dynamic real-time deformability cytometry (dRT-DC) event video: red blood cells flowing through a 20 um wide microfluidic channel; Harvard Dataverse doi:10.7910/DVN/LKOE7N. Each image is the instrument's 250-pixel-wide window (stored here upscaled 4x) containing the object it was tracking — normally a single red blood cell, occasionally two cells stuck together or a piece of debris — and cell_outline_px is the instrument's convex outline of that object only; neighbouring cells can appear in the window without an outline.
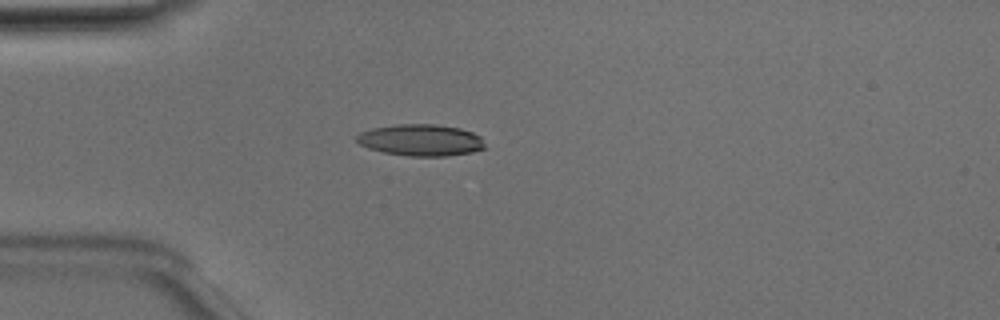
{"species": "Egyptian fruit bat (a non-hibernating species)", "species_latin": "Rousettus aegyptiacus", "temperature_condition": "room temperature", "stored_images_in_passage": 47, "camera_frame_rate_fps": 3000, "um_per_image_px": 0.085, "animal": {"sex": "male"}, "frame": {"image": 1, "passage_image": 10, "time_ms": 3.0, "image_size_px": [1000, 320], "cell_outline_px": [[488, 148], [472, 152], [448, 156], [408, 156], [384, 152], [368, 148], [360, 144], [356, 140], [356, 136], [360, 132], [372, 128], [396, 124], [432, 124], [460, 128], [472, 132], [480, 136]], "centroid_in_image_um": [35.79, 11.91], "position_along_channel_um": 49.2, "area_um2": 23.76}}
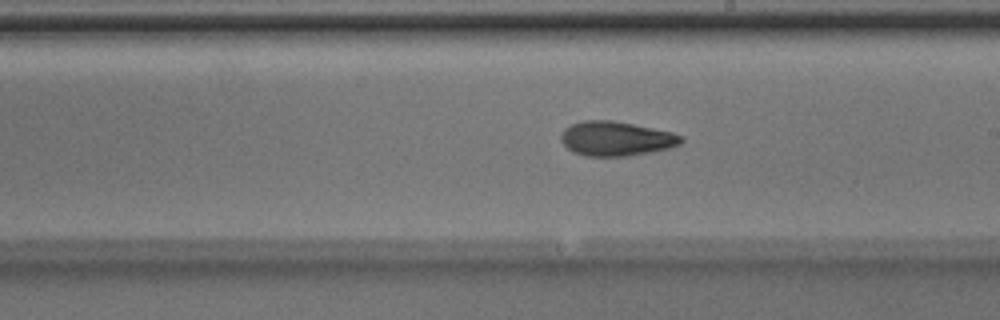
{"frame": {"image": 2, "passage_image": 25, "time_ms": 8.0, "image_size_px": [1000, 320], "cell_outline_px": [[684, 140], [680, 144], [672, 148], [652, 152], [628, 156], [584, 156], [572, 152], [560, 140], [560, 136], [564, 128], [572, 124], [584, 120], [612, 120], [672, 132], [684, 136]], "centroid_in_image_um": [52.38, 11.79], "position_along_channel_um": 236.6, "area_um2": 24.33}}
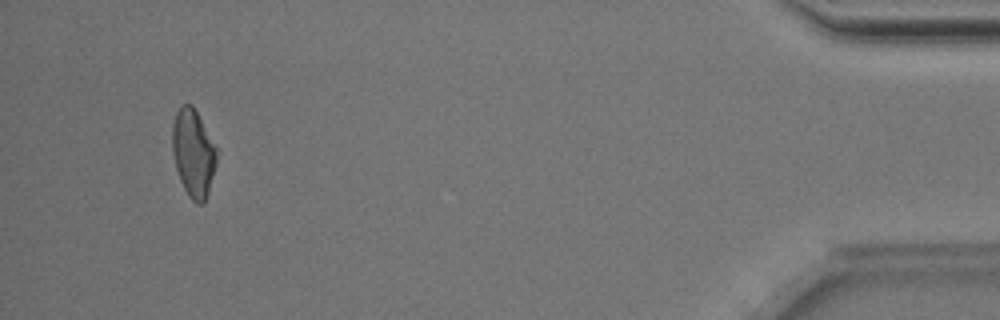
{"frame": {"image": 3, "passage_image": 44, "time_ms": 14.333, "image_size_px": [1000, 320], "cell_outline_px": [[216, 164], [208, 192], [204, 200], [200, 204], [196, 204], [188, 196], [180, 180], [176, 168], [172, 152], [172, 124], [176, 112], [180, 104], [192, 104], [216, 148]], "centroid_in_image_um": [16.4, 13.0], "position_along_channel_um": 418.8, "area_um2": 22.37}, "authors_computed_cell_mechanics": {"area_um2": 23.1778, "velocity_mm_per_s": 4.0289, "shape_relaxation_time_tau1_ms": 3.1447, "shape_relaxation_time_tau2_ms": 2.2316, "deformation_change_tau1": 0.1478, "deformation_change_tau2": 0.08}}